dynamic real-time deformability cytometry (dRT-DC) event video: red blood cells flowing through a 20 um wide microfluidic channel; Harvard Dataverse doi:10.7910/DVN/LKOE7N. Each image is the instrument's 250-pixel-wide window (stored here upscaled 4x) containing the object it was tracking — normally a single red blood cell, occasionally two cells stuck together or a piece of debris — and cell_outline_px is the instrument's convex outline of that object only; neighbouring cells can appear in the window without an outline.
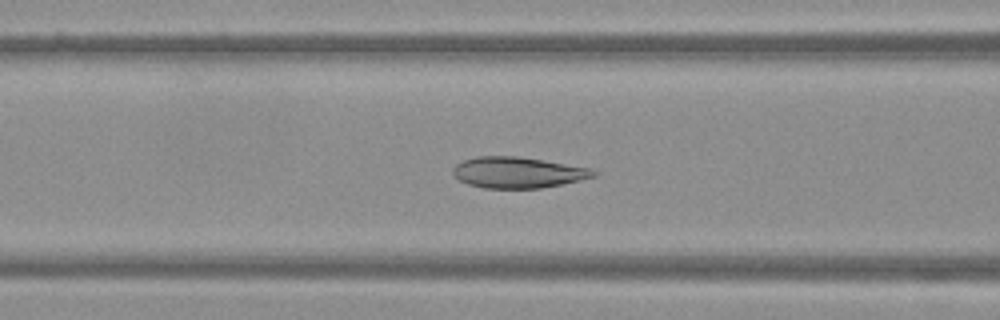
{"species": "Egyptian fruit bat (a non-hibernating species)", "species_latin": "Rousettus aegyptiacus", "temperature_condition": "warm", "stored_images_in_passage": 43, "camera_frame_rate_fps": 3000, "um_per_image_px": 0.085, "frame": {"image": 1, "passage_image": 13, "time_ms": 4.0, "image_size_px": [1000, 320], "cell_outline_px": [[596, 176], [580, 180], [540, 188], [484, 188], [468, 184], [452, 176], [452, 168], [456, 164], [464, 160], [476, 156], [516, 156], [592, 168], [596, 172]], "centroid_in_image_um": [43.97, 14.66], "position_along_channel_um": 122.6, "area_um2": 25.32}}
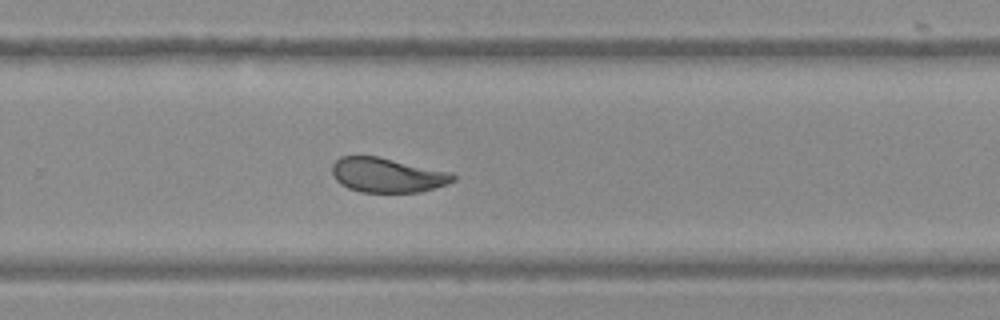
{"frame": {"image": 2, "passage_image": 26, "time_ms": 8.333, "image_size_px": [1000, 320], "cell_outline_px": [[456, 180], [448, 184], [420, 192], [360, 192], [348, 188], [340, 184], [332, 176], [332, 164], [340, 156], [376, 156], [452, 172], [456, 176]], "centroid_in_image_um": [32.92, 14.89], "position_along_channel_um": 296.9, "area_um2": 24.51}}
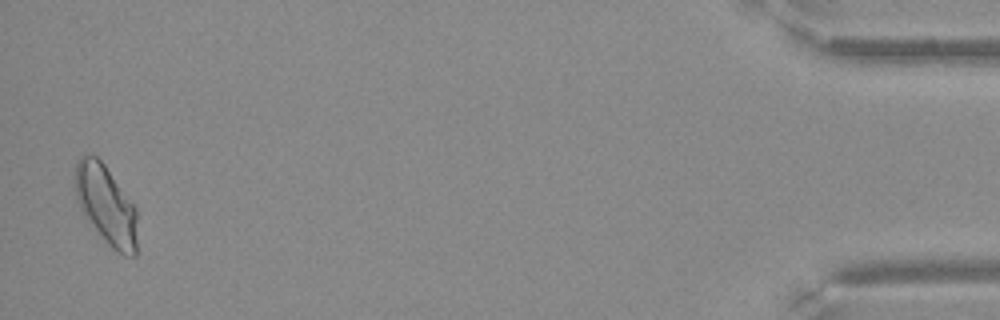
{"frame": {"image": 3, "passage_image": 42, "time_ms": 13.667, "image_size_px": [1000, 320], "cell_outline_px": [[136, 256], [124, 256], [116, 252], [96, 232], [84, 216], [76, 200], [72, 184], [72, 176], [76, 164], [80, 156], [96, 156], [104, 164], [136, 208]], "centroid_in_image_um": [8.96, 17.42], "position_along_channel_um": 426.2, "area_um2": 29.02}}